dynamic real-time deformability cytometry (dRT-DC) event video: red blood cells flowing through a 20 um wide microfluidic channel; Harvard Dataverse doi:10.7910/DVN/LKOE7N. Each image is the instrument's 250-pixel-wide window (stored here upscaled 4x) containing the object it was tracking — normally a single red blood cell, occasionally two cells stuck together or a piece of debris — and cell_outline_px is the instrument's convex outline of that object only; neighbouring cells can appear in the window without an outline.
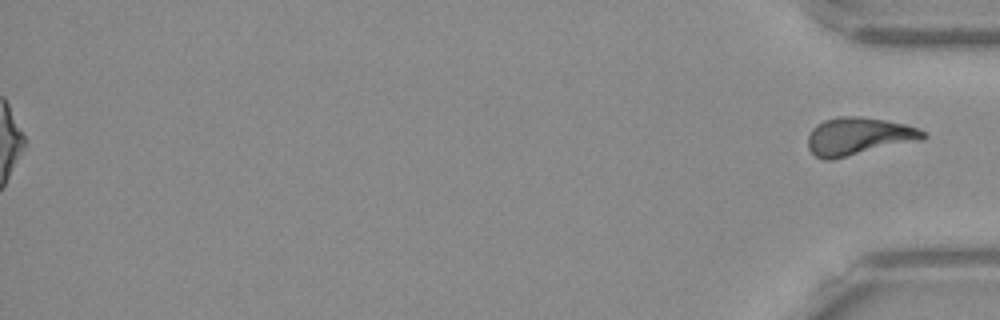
{"species": "Egyptian fruit bat (a non-hibernating species)", "species_latin": "Rousettus aegyptiacus", "temperature_condition": "warm", "stored_images_in_passage": 55, "segment_of_instrument_passage": [2, 2], "camera_frame_rate_fps": 3000, "um_per_image_px": 0.085, "frame": {"image": 1, "passage_image": 55, "time_ms": 18.0, "image_size_px": [1000, 320], "cell_outline_px": [[928, 136], [920, 140], [832, 160], [824, 160], [816, 156], [808, 148], [808, 136], [812, 128], [816, 124], [824, 120], [840, 116], [860, 116], [884, 120], [904, 124], [916, 128], [924, 132]], "centroid_in_image_um": [72.93, 11.59], "position_along_channel_um": 362.3, "area_um2": 25.2}}